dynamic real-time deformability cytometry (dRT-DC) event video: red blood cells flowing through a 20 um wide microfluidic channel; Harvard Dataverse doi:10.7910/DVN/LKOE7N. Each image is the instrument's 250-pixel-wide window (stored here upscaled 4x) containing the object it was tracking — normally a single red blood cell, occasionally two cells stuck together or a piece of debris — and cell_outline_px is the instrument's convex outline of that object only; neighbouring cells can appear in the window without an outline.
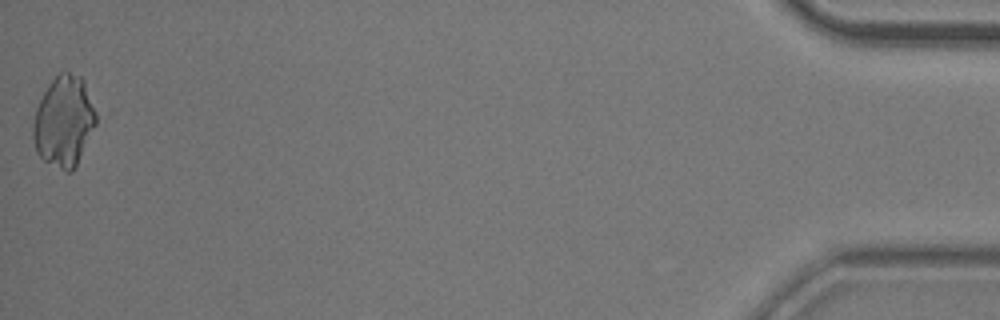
{"species": "common noctule bat (a hibernating species)", "species_latin": "Nyctalus noctula", "temperature_condition": "room temperature", "stored_images_in_passage": 55, "camera_frame_rate_fps": 3000, "um_per_image_px": 0.085, "animal": {"sex": "male", "body_mass_g": 20.5, "forearm_length_mm": 52.5}, "frame": {"image": 1, "passage_image": 55, "time_ms": 18.0, "image_size_px": [1000, 320], "cell_outline_px": [[96, 124], [72, 172], [64, 172], [44, 160], [36, 152], [32, 136], [32, 128], [36, 108], [48, 84], [60, 72], [68, 72], [80, 76], [84, 80], [96, 112]], "centroid_in_image_um": [5.42, 10.32], "position_along_channel_um": 429.8, "area_um2": 33.12}}